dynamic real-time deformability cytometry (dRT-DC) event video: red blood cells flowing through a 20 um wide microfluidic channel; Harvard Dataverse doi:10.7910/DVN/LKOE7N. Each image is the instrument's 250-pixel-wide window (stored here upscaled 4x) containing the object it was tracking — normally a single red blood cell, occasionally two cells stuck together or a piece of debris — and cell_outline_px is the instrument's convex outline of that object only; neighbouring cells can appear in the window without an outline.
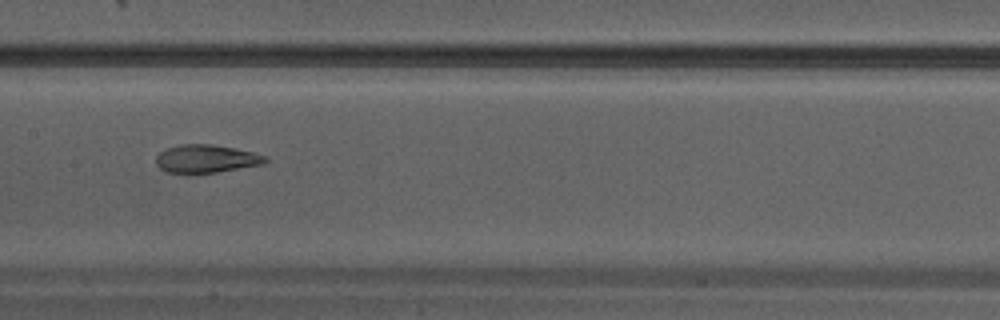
{"species": "Egyptian fruit bat (a non-hibernating species)", "species_latin": "Rousettus aegyptiacus", "temperature_condition": "warm", "stored_images_in_passage": 22, "camera_frame_rate_fps": 3000, "um_per_image_px": 0.085, "animal": {"sex": "male"}, "frame": {"image": 1, "passage_image": 7, "time_ms": 2.0, "image_size_px": [1000, 320], "cell_outline_px": [[268, 160], [264, 164], [216, 172], [164, 172], [156, 164], [156, 156], [160, 152], [168, 148], [180, 144], [212, 144], [236, 148], [268, 156]], "centroid_in_image_um": [17.55, 13.48], "position_along_channel_um": 189.9, "area_um2": 17.74}}
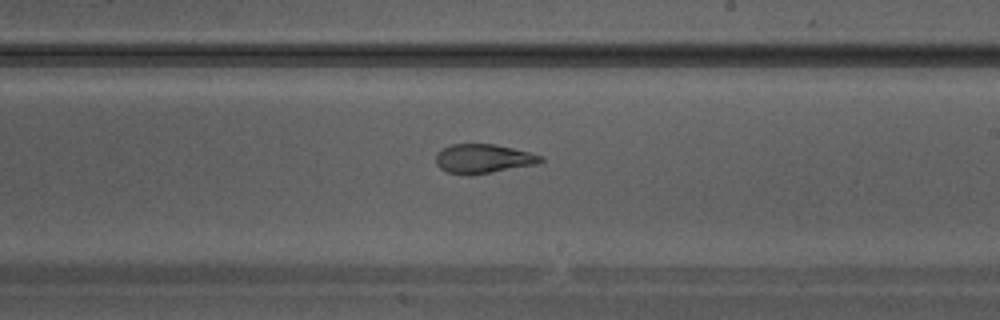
{"frame": {"image": 2, "passage_image": 10, "time_ms": 3.0, "image_size_px": [1000, 320], "cell_outline_px": [[544, 160], [536, 164], [468, 176], [448, 172], [440, 168], [436, 164], [436, 156], [444, 148], [452, 144], [492, 144], [512, 148], [544, 156]], "centroid_in_image_um": [41.07, 13.5], "position_along_channel_um": 247.9, "area_um2": 17.57}}